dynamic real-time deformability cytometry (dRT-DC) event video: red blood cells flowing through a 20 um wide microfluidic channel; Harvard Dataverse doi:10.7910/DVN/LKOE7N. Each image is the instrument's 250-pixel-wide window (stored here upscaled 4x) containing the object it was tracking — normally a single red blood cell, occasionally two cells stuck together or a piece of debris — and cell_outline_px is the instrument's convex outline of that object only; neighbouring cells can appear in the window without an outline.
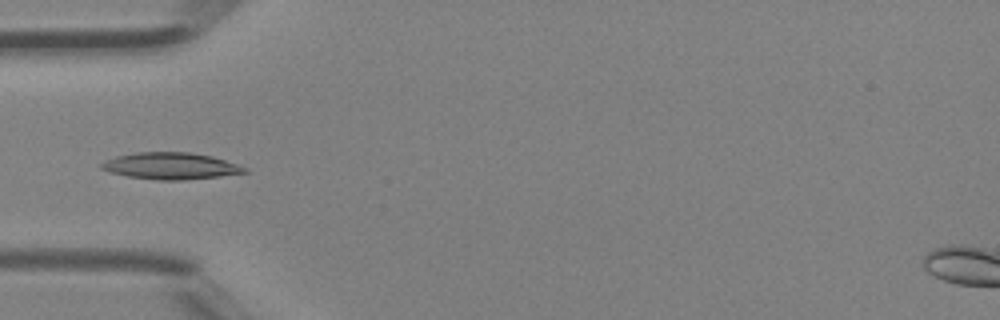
{"species": "Egyptian fruit bat (a non-hibernating species)", "species_latin": "Rousettus aegyptiacus", "temperature_condition": "room temperature", "stored_images_in_passage": 4, "camera_frame_rate_fps": 3000, "um_per_image_px": 0.085, "animal": {"sex": "female"}, "frame": {"image": 1, "passage_image": 4, "time_ms": 1.0, "image_size_px": [1000, 320], "cell_outline_px": [[248, 172], [220, 176], [180, 180], [160, 180], [128, 176], [108, 172], [100, 168], [100, 164], [116, 156], [136, 152], [188, 152], [212, 156], [248, 168]], "centroid_in_image_um": [14.5, 14.1], "position_along_channel_um": 70.5, "area_um2": 22.08}}